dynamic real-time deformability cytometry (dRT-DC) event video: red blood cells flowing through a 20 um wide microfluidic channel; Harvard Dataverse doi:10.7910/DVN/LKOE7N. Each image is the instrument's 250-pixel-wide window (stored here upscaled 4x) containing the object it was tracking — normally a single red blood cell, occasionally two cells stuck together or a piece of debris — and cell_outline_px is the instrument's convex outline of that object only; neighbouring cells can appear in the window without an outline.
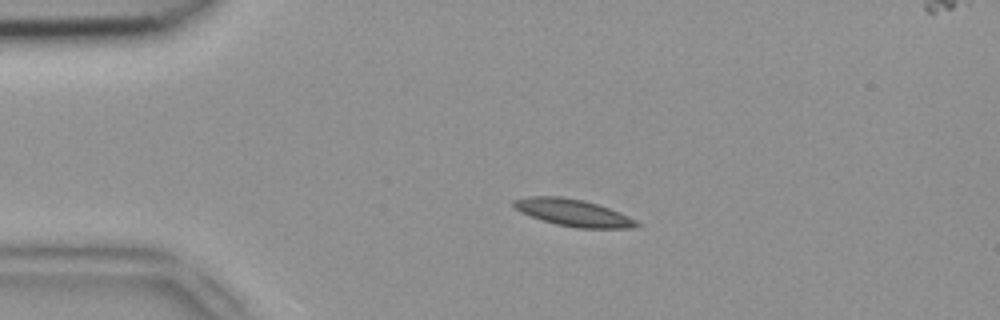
{"species": "common noctule bat (a hibernating species)", "species_latin": "Nyctalus noctula", "temperature_condition": "room temperature", "stored_images_in_passage": 42, "camera_frame_rate_fps": 3000, "um_per_image_px": 0.085, "animal": {"sex": "female", "body_mass_g": 18.4}, "frame": {"image": 1, "passage_image": 10, "time_ms": 3.0, "image_size_px": [1000, 320], "cell_outline_px": [[640, 224], [636, 228], [576, 228], [556, 224], [520, 212], [512, 204], [512, 200], [528, 196], [564, 196], [584, 200], [608, 208], [628, 216], [636, 220]], "centroid_in_image_um": [48.71, 18.07], "position_along_channel_um": 36.3, "area_um2": 19.25}}
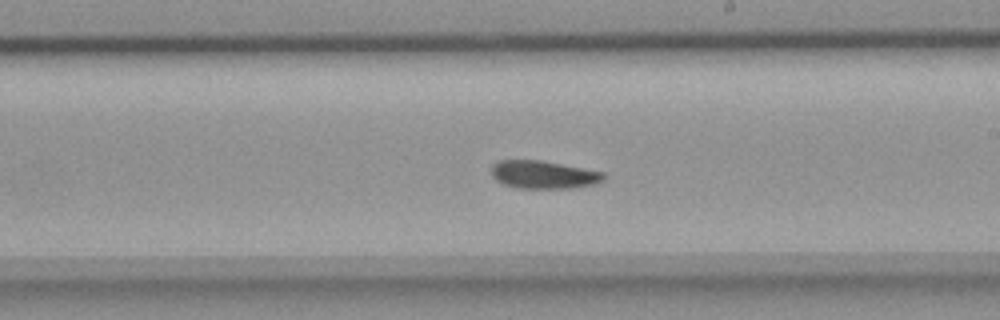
{"frame": {"image": 2, "passage_image": 28, "time_ms": 9.0, "image_size_px": [1000, 320], "cell_outline_px": [[608, 176], [604, 180], [596, 184], [576, 188], [516, 188], [504, 184], [496, 180], [492, 176], [492, 164], [496, 160], [540, 160], [584, 168], [604, 172]], "centroid_in_image_um": [46.23, 14.85], "position_along_channel_um": 242.8, "area_um2": 18.55}}
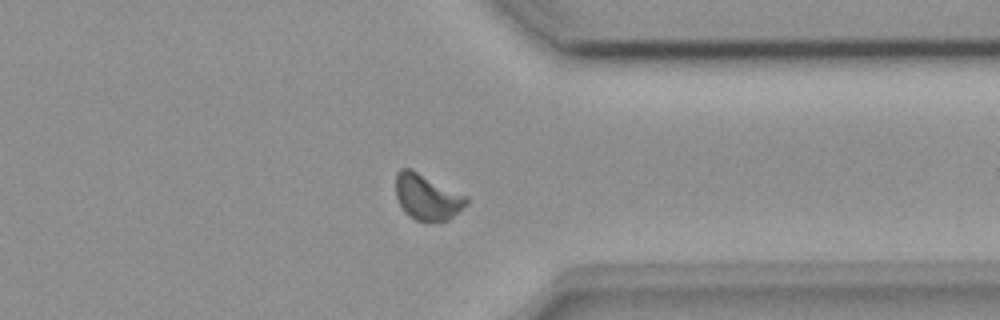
{"frame": {"image": 3, "passage_image": 38, "time_ms": 12.333, "image_size_px": [1000, 320], "cell_outline_px": [[468, 204], [464, 208], [448, 220], [428, 224], [416, 220], [404, 212], [396, 196], [396, 172], [400, 168], [412, 168], [468, 196]], "centroid_in_image_um": [36.32, 16.76], "position_along_channel_um": 375.1, "area_um2": 19.42}}